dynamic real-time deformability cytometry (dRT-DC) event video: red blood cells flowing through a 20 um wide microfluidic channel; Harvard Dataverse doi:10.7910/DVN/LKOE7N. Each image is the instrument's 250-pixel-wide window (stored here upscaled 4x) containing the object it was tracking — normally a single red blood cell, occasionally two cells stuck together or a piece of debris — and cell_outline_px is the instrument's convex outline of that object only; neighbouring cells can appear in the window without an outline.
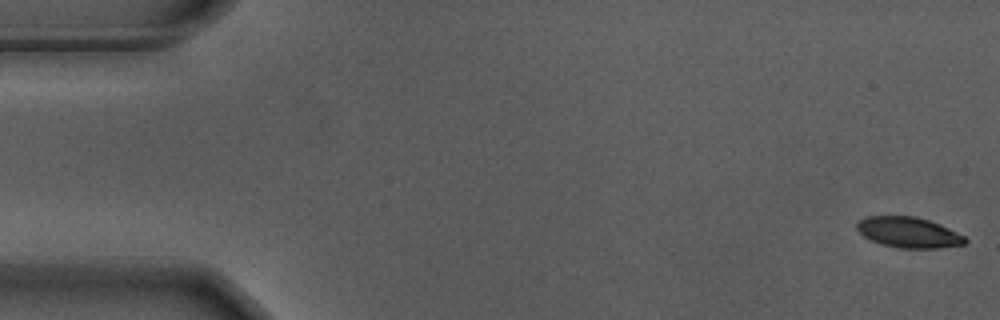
{"species": "Egyptian fruit bat (a non-hibernating species)", "species_latin": "Rousettus aegyptiacus", "temperature_condition": "warm", "stored_images_in_passage": 56, "camera_frame_rate_fps": 3000, "um_per_image_px": 0.085, "animal": {"sex": "male"}, "frame": {"image": 1, "passage_image": 1, "time_ms": 0.0, "image_size_px": [1000, 320], "cell_outline_px": [[968, 240], [964, 244], [936, 248], [896, 248], [880, 244], [864, 236], [856, 228], [856, 224], [860, 220], [868, 216], [916, 216], [940, 224], [964, 236]], "centroid_in_image_um": [77.22, 19.75], "position_along_channel_um": 7.8, "area_um2": 19.19}}
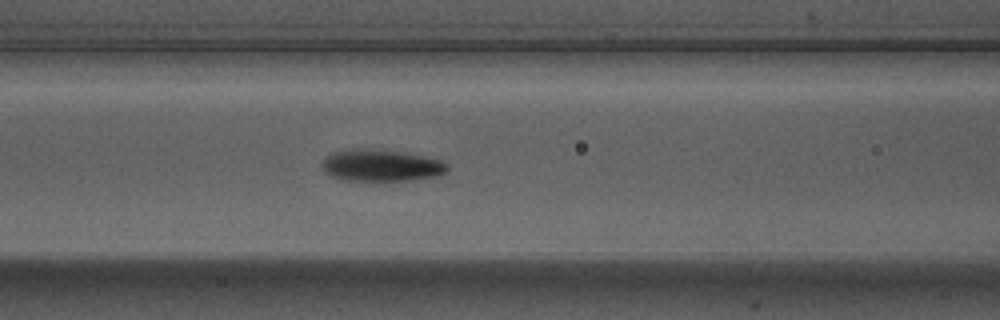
{"frame": {"image": 2, "passage_image": 23, "time_ms": 7.333, "image_size_px": [1000, 320], "cell_outline_px": [[448, 168], [440, 176], [412, 180], [340, 180], [324, 172], [320, 168], [320, 164], [332, 152], [352, 148], [364, 148], [400, 152], [440, 160], [448, 164]], "centroid_in_image_um": [32.34, 14.07], "position_along_channel_um": 134.3, "area_um2": 23.18}}
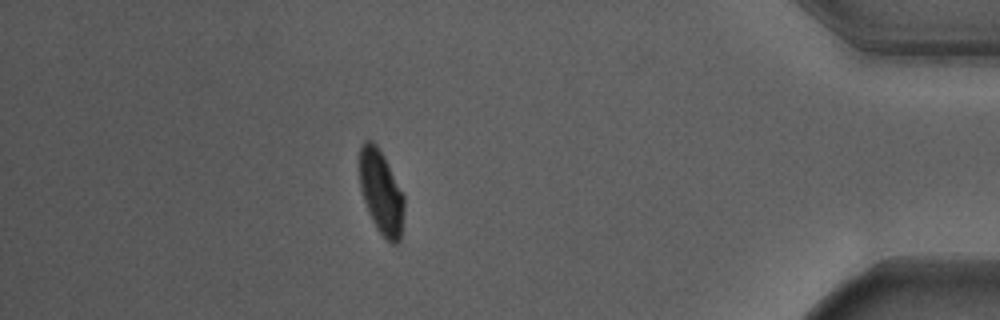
{"frame": {"image": 3, "passage_image": 49, "time_ms": 16.0, "image_size_px": [1000, 320], "cell_outline_px": [[404, 208], [400, 240], [396, 244], [392, 244], [376, 228], [368, 212], [360, 188], [360, 144], [364, 140], [372, 140], [376, 144], [384, 156], [404, 196]], "centroid_in_image_um": [32.39, 16.32], "position_along_channel_um": 402.8, "area_um2": 21.68}, "authors_computed_cell_mechanics": {"area_um2": 22.253, "velocity_mm_per_s": 3.6717, "shape_relaxation_time_tau1_ms": 2.6002, "shape_relaxation_time_tau2_ms": 1.512, "deformation_change_tau1": 0.1507, "deformation_change_tau2": 0.065}}